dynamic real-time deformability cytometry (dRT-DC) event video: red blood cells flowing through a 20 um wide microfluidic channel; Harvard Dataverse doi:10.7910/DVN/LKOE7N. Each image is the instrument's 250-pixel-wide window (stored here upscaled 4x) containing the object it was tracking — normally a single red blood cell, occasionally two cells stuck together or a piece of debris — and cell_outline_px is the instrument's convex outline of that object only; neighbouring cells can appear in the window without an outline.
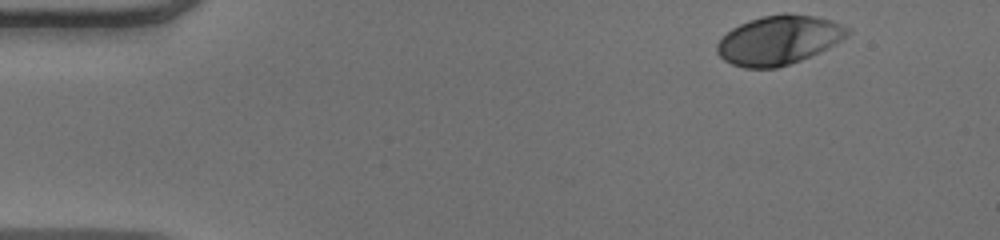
{"species": "human", "species_latin": "Homo sapiens", "temperature_condition": "warm", "stored_images_in_passage": 47, "camera_frame_rate_fps": 3000, "um_per_image_px": 0.085, "donor": {"sex": "male"}, "frame": {"image": 1, "passage_image": 1, "time_ms": 0.0, "image_size_px": [1000, 240], "cell_outline_px": [[852, 32], [848, 36], [828, 48], [820, 52], [800, 60], [776, 68], [744, 68], [732, 64], [724, 60], [716, 52], [716, 44], [732, 28], [748, 20], [764, 16], [784, 12], [788, 12], [816, 16], [832, 20], [852, 28]], "centroid_in_image_um": [66.24, 3.39], "position_along_channel_um": 18.8, "area_um2": 37.63}}
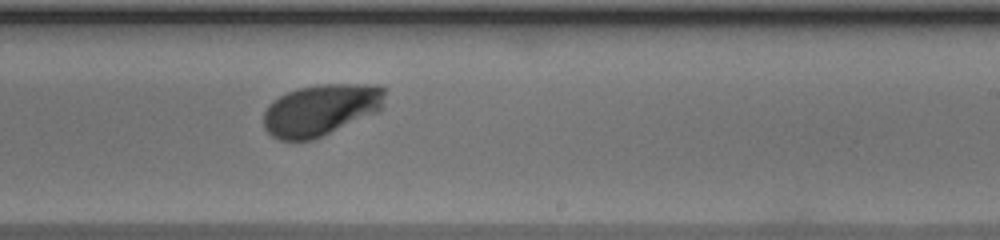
{"frame": {"image": 2, "passage_image": 27, "time_ms": 8.667, "image_size_px": [1000, 240], "cell_outline_px": [[384, 108], [380, 112], [312, 140], [280, 140], [272, 136], [264, 128], [264, 112], [268, 104], [272, 100], [288, 92], [300, 88], [316, 84], [380, 84], [384, 88]], "centroid_in_image_um": [27.31, 9.33], "position_along_channel_um": 261.7, "area_um2": 36.82}}
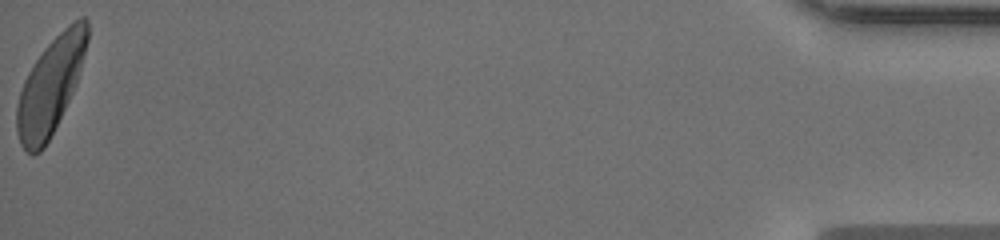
{"frame": {"image": 3, "passage_image": 47, "time_ms": 15.333, "image_size_px": [1000, 240], "cell_outline_px": [[88, 40], [84, 56], [76, 84], [44, 148], [40, 152], [32, 156], [20, 144], [16, 132], [16, 108], [20, 92], [24, 80], [28, 72], [44, 48], [68, 24], [80, 16], [84, 16], [88, 20]], "centroid_in_image_um": [4.28, 7.29], "position_along_channel_um": 430.9, "area_um2": 39.02}, "authors_computed_cell_mechanics": {"area_um2": 37.2232, "velocity_mm_per_s": 3.9971, "shape_relaxation_time_tau1_ms": 2.3976, "shape_relaxation_time_tau2_ms": null, "deformation_change_tau1": 0.1729, "deformation_change_tau2": null}}